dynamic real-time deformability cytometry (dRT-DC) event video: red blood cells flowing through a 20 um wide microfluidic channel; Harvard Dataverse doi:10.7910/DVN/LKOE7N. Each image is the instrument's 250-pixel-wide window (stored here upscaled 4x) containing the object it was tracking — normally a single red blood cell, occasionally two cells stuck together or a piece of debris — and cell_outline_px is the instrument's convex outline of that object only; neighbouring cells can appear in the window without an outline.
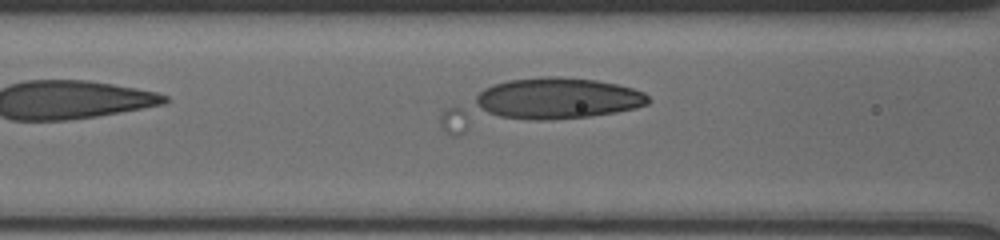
{"species": "human", "species_latin": "Homo sapiens", "temperature_condition": "cold", "stored_images_in_passage": 47, "camera_frame_rate_fps": 3000, "um_per_image_px": 0.085, "donor": {"sex": "male"}, "frame": {"image": 1, "passage_image": 35, "time_ms": 6.333, "image_size_px": [1000, 240], "cell_outline_px": [[648, 104], [616, 112], [456, 136], [452, 136], [440, 124], [440, 116], [448, 108], [484, 88], [492, 84], [508, 80], [540, 76], [560, 76], [596, 80], [616, 84], [632, 88], [644, 92], [648, 96]], "centroid_in_image_um": [45.67, 8.8], "position_along_channel_um": 120.9, "area_um2": 55.49}}
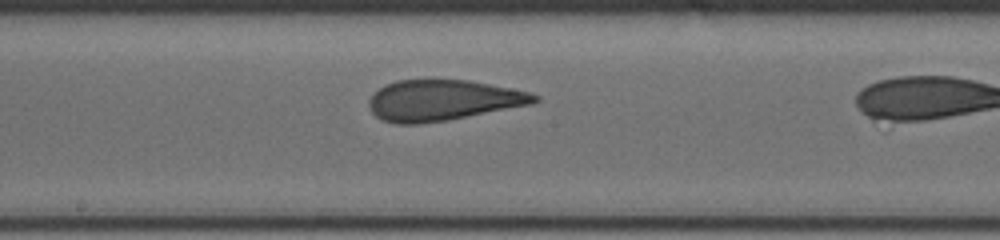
{"frame": {"image": 2, "passage_image": 39, "time_ms": 7.667, "image_size_px": [1000, 240], "cell_outline_px": [[540, 100], [532, 104], [448, 120], [420, 124], [396, 124], [384, 120], [376, 116], [372, 112], [368, 104], [368, 100], [380, 88], [396, 80], [468, 80], [512, 88], [532, 92], [540, 96]], "centroid_in_image_um": [37.68, 8.53], "position_along_channel_um": 210.5, "area_um2": 39.25}}
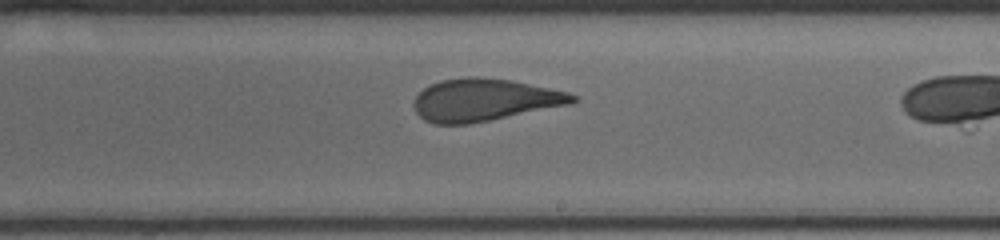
{"frame": {"image": 3, "passage_image": 45, "time_ms": 8.667, "image_size_px": [1000, 240], "cell_outline_px": [[576, 100], [572, 104], [468, 124], [432, 124], [424, 120], [416, 112], [416, 96], [424, 88], [440, 80], [464, 76], [480, 76], [512, 80], [568, 92], [576, 96]], "centroid_in_image_um": [41.18, 8.48], "position_along_channel_um": 247.8, "area_um2": 39.02}}